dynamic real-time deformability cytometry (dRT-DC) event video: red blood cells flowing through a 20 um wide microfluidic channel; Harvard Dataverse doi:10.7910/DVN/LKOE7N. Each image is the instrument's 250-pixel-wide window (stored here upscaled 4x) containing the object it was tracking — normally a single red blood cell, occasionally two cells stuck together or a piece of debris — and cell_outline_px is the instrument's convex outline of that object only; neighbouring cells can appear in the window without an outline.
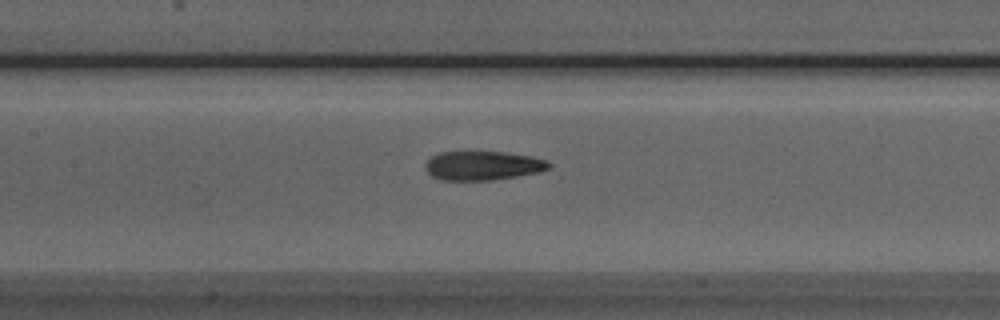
{"species": "Egyptian fruit bat (a non-hibernating species)", "species_latin": "Rousettus aegyptiacus", "temperature_condition": "room temperature", "stored_images_in_passage": 48, "camera_frame_rate_fps": 3000, "um_per_image_px": 0.085, "animal": {"sex": "male"}, "frame": {"image": 1, "passage_image": 23, "time_ms": 7.333, "image_size_px": [1000, 320], "cell_outline_px": [[552, 168], [536, 172], [516, 176], [492, 180], [440, 180], [432, 176], [424, 168], [424, 164], [432, 156], [440, 152], [504, 152], [528, 156], [548, 160], [552, 164]], "centroid_in_image_um": [41.03, 14.08], "position_along_channel_um": 166.4, "area_um2": 20.87}}
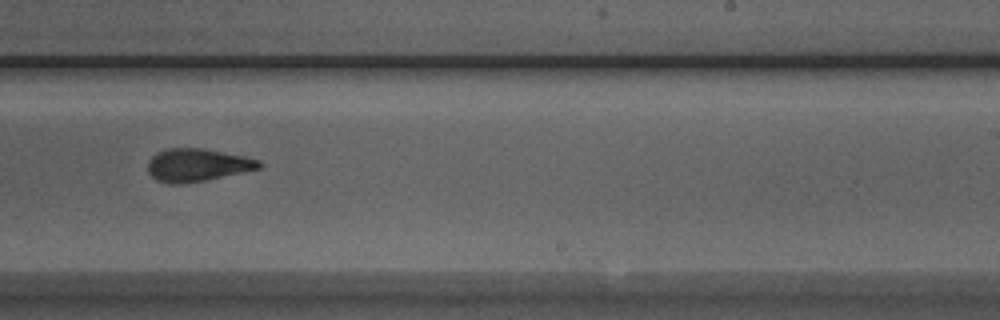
{"frame": {"image": 2, "passage_image": 31, "time_ms": 10.0, "image_size_px": [1000, 320], "cell_outline_px": [[264, 164], [260, 168], [204, 180], [184, 184], [168, 184], [156, 180], [148, 172], [148, 160], [156, 152], [168, 148], [200, 148], [248, 156], [260, 160]], "centroid_in_image_um": [16.76, 14.02], "position_along_channel_um": 272.2, "area_um2": 21.39}}
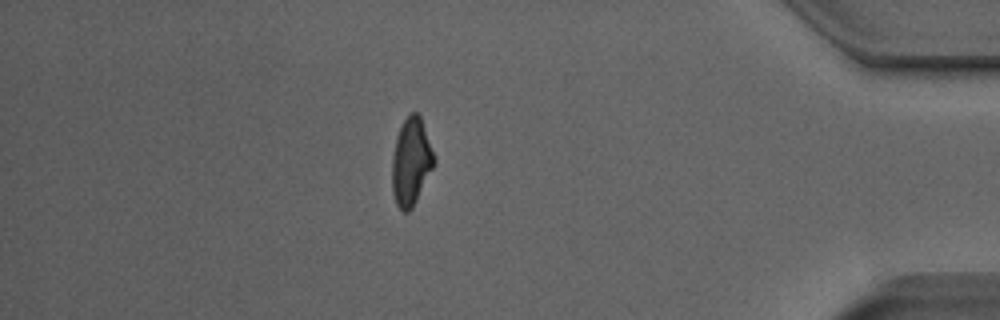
{"frame": {"image": 3, "passage_image": 44, "time_ms": 14.333, "image_size_px": [1000, 320], "cell_outline_px": [[436, 160], [412, 208], [408, 212], [404, 212], [396, 204], [392, 192], [392, 156], [396, 136], [408, 112], [416, 112], [420, 116]], "centroid_in_image_um": [34.92, 13.73], "position_along_channel_um": 400.3, "area_um2": 21.15}, "authors_computed_cell_mechanics": {"area_um2": 21.386, "velocity_mm_per_s": 3.9916, "shape_relaxation_time_tau1_ms": 7.8818, "shape_relaxation_time_tau2_ms": 2.3006, "deformation_change_tau1": 0.2376, "deformation_change_tau2": 0.1099}}